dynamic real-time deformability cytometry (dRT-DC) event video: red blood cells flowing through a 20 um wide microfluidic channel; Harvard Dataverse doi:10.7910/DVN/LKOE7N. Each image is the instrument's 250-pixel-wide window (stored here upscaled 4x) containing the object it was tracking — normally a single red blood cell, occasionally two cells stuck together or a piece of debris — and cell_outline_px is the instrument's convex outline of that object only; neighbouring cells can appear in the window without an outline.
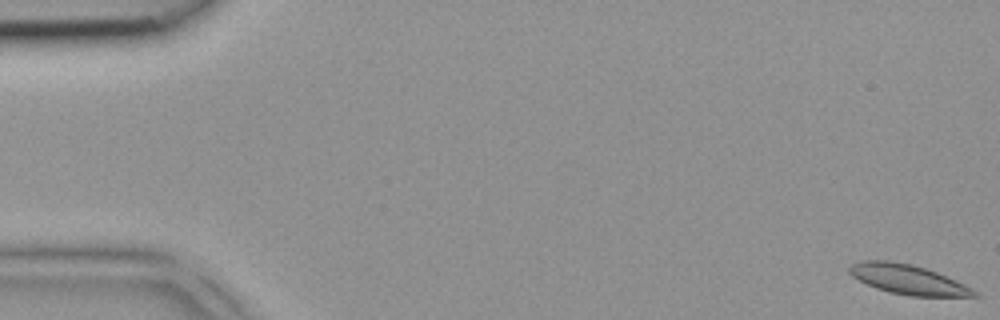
{"species": "common noctule bat (a hibernating species)", "species_latin": "Nyctalus noctula", "temperature_condition": "room temperature", "stored_images_in_passage": 4, "segment_of_instrument_passage": [2, 2], "camera_frame_rate_fps": 3000, "um_per_image_px": 0.085, "animal": {"sex": "female", "body_mass_g": 18.4}, "frame": {"image": 1, "passage_image": 4, "time_ms": 1.0, "image_size_px": [1000, 320], "cell_outline_px": [[980, 296], [912, 296], [888, 292], [876, 288], [852, 276], [848, 272], [848, 268], [852, 264], [860, 260], [888, 260], [912, 264], [936, 272], [956, 280], [980, 292]], "centroid_in_image_um": [77.18, 23.75], "position_along_channel_um": 7.8, "area_um2": 21.56}}